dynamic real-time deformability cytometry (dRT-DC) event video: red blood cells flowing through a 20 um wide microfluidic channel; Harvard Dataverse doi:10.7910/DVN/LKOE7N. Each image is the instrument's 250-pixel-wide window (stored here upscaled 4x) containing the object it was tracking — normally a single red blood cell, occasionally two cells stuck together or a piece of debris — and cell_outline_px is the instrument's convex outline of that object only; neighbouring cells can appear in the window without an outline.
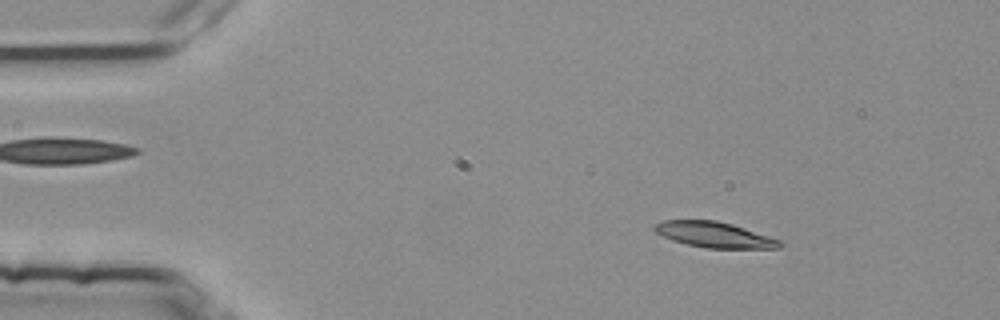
{"species": "common noctule bat (a hibernating species)", "species_latin": "Nyctalus noctula", "temperature_condition": "room temperature", "stored_images_in_passage": 3, "camera_frame_rate_fps": 3000, "um_per_image_px": 0.085, "animal": {"sex": "female", "body_mass_g": 25.1}, "frame": {"image": 1, "passage_image": 1, "time_ms": 0.0, "image_size_px": [1000, 320], "cell_outline_px": [[784, 244], [780, 248], [704, 248], [672, 240], [656, 232], [652, 228], [656, 224], [664, 220], [716, 220], [732, 224], [780, 240]], "centroid_in_image_um": [60.72, 19.95], "position_along_channel_um": 24.3, "area_um2": 18.5}}
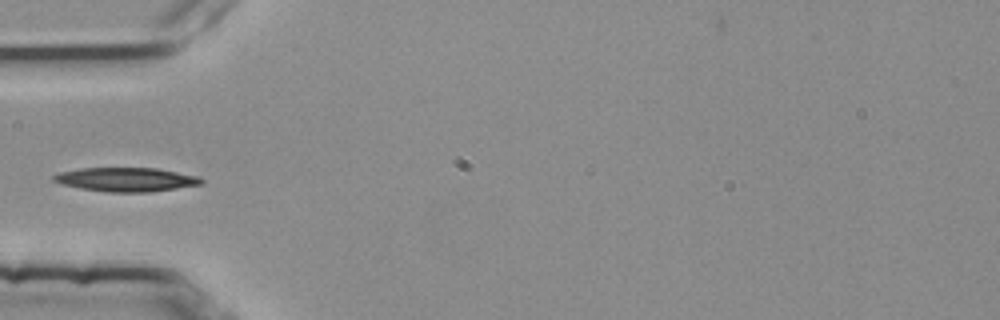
{"frame": {"image": 2, "passage_image": 3, "time_ms": 0.667, "image_size_px": [1000, 320], "cell_outline_px": [[204, 184], [148, 192], [108, 192], [80, 188], [64, 184], [52, 180], [52, 176], [60, 172], [80, 168], [156, 168], [200, 176], [204, 180]], "centroid_in_image_um": [10.76, 15.25], "position_along_channel_um": 74.2, "area_um2": 20.58}}